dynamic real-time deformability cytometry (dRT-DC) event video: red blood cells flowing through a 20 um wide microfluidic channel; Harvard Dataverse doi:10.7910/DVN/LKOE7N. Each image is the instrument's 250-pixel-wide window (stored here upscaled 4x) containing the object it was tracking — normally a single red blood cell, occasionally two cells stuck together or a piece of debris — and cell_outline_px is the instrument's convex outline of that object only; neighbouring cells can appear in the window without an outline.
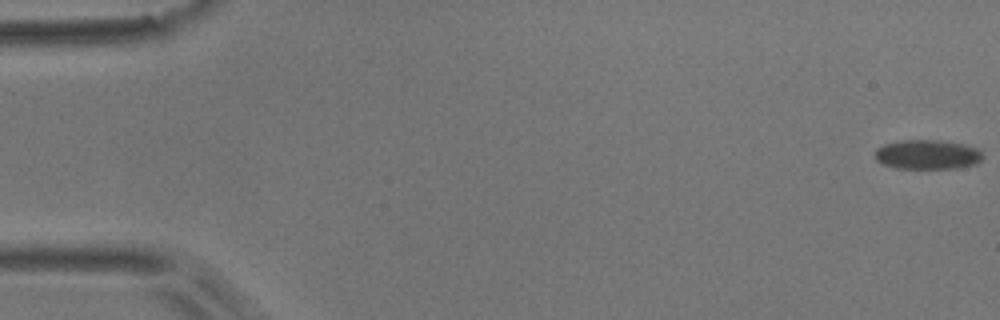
{"species": "common noctule bat (a hibernating species)", "species_latin": "Nyctalus noctula", "temperature_condition": "room temperature", "stored_images_in_passage": 8, "camera_frame_rate_fps": 3000, "um_per_image_px": 0.085, "animal": {"sex": "male", "body_mass_g": 17.9}, "frame": {"image": 1, "passage_image": 1, "time_ms": 0.0, "image_size_px": [1000, 320], "cell_outline_px": [[984, 156], [976, 164], [956, 168], [896, 168], [884, 164], [876, 160], [872, 152], [876, 148], [884, 144], [896, 140], [940, 140], [964, 144], [980, 148]], "centroid_in_image_um": [78.82, 13.12], "position_along_channel_um": 6.2, "area_um2": 18.84}}
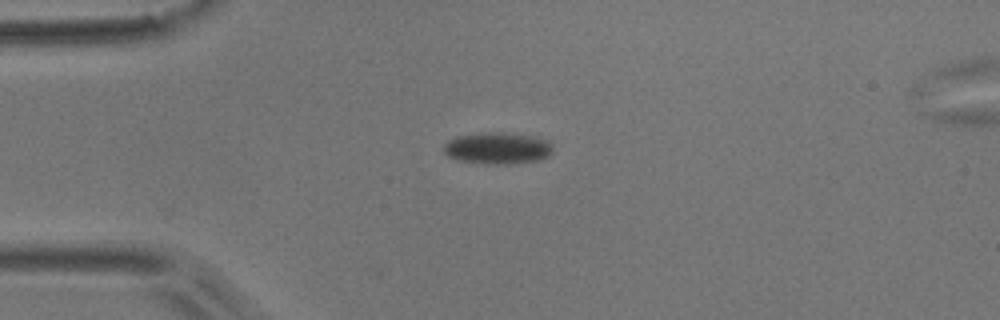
{"frame": {"image": 2, "passage_image": 6, "time_ms": 1.667, "image_size_px": [1000, 320], "cell_outline_px": [[552, 152], [548, 156], [536, 160], [508, 164], [496, 164], [456, 160], [448, 156], [444, 152], [444, 144], [448, 140], [456, 136], [484, 132], [500, 132], [536, 136], [552, 144]], "centroid_in_image_um": [42.27, 12.58], "position_along_channel_um": 42.7, "area_um2": 20.06}}
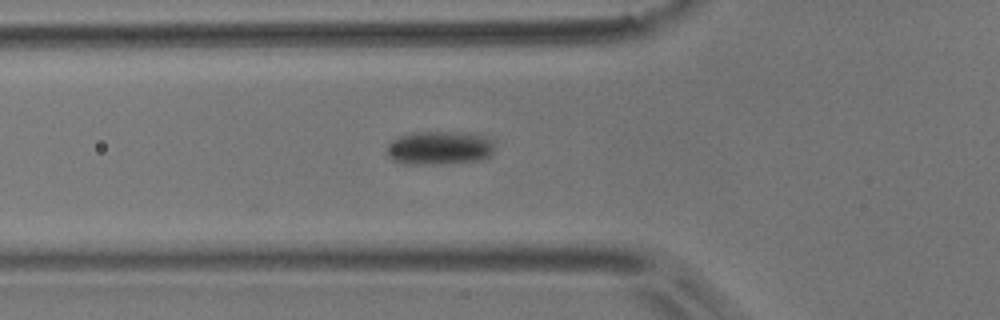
{"frame": {"image": 3, "passage_image": 8, "time_ms": 2.333, "image_size_px": [1000, 320], "cell_outline_px": [[496, 148], [492, 156], [480, 160], [440, 164], [400, 164], [392, 160], [388, 156], [388, 144], [392, 140], [400, 136], [412, 132], [480, 132], [488, 136], [492, 140]], "centroid_in_image_um": [37.43, 12.56], "position_along_channel_um": 88.4, "area_um2": 21.79}}